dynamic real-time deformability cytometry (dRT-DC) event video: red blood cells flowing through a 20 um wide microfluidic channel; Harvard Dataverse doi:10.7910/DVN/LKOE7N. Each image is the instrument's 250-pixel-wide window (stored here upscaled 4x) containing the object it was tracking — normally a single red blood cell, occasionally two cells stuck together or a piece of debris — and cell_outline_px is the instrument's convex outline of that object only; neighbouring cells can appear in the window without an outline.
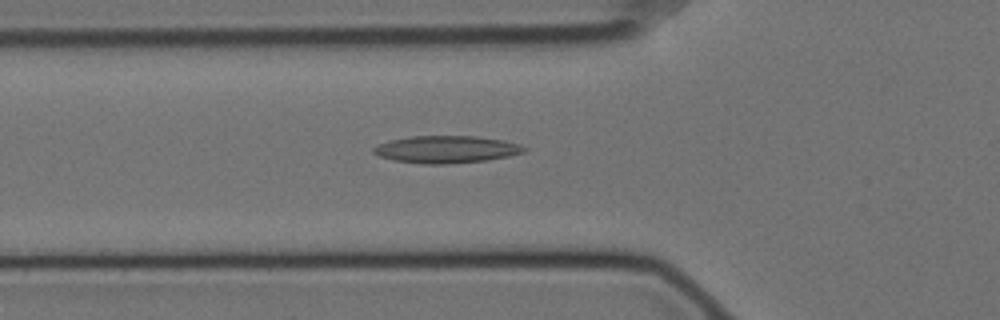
{"species": "Egyptian fruit bat (a non-hibernating species)", "species_latin": "Rousettus aegyptiacus", "temperature_condition": "cold", "stored_images_in_passage": 48, "camera_frame_rate_fps": 3000, "um_per_image_px": 0.085, "animal": {"sex": "female"}, "frame": {"image": 1, "passage_image": 10, "time_ms": 3.0, "image_size_px": [1000, 320], "cell_outline_px": [[528, 148], [524, 152], [508, 156], [484, 160], [444, 164], [424, 164], [396, 160], [380, 156], [372, 152], [372, 148], [376, 144], [392, 140], [412, 136], [476, 136], [504, 140], [520, 144]], "centroid_in_image_um": [37.94, 12.69], "position_along_channel_um": 87.9, "area_um2": 23.76}}
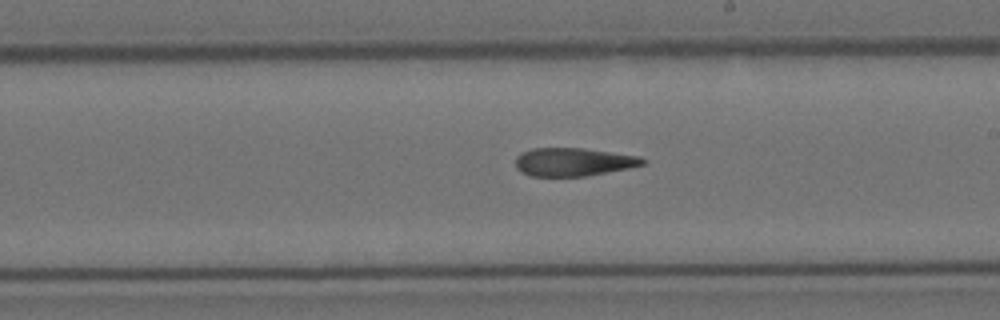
{"frame": {"image": 2, "passage_image": 23, "time_ms": 7.333, "image_size_px": [1000, 320], "cell_outline_px": [[648, 160], [644, 164], [628, 168], [588, 176], [528, 176], [520, 172], [516, 168], [516, 156], [520, 152], [532, 148], [584, 148], [640, 156]], "centroid_in_image_um": [48.72, 13.76], "position_along_channel_um": 240.3, "area_um2": 21.15}}
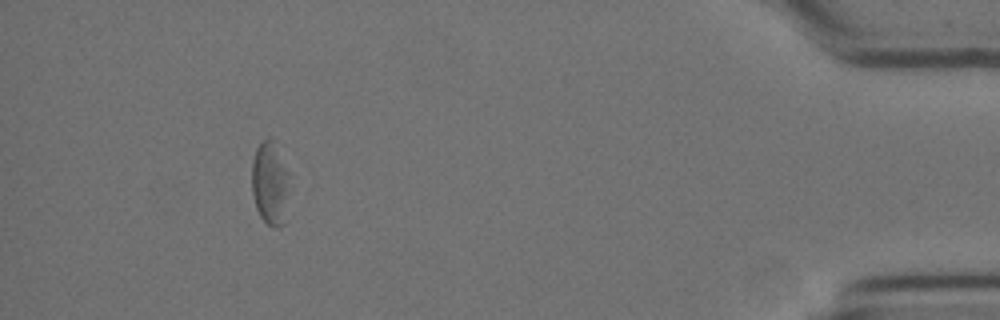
{"frame": {"image": 3, "passage_image": 43, "time_ms": 14.0, "image_size_px": [1000, 320], "cell_outline_px": [[288, 172], [284, 224], [280, 228], [272, 228], [260, 216], [256, 208], [252, 192], [252, 160], [256, 148], [260, 140], [268, 136], [276, 140]], "centroid_in_image_um": [22.93, 15.5], "position_along_channel_um": 412.3, "area_um2": 18.5}, "authors_computed_cell_mechanics": {"area_um2": 21.8484, "velocity_mm_per_s": 3.5034, "shape_relaxation_time_tau1_ms": null, "shape_relaxation_time_tau2_ms": 9.2527, "deformation_change_tau1": null, "deformation_change_tau2": 0.2283}}